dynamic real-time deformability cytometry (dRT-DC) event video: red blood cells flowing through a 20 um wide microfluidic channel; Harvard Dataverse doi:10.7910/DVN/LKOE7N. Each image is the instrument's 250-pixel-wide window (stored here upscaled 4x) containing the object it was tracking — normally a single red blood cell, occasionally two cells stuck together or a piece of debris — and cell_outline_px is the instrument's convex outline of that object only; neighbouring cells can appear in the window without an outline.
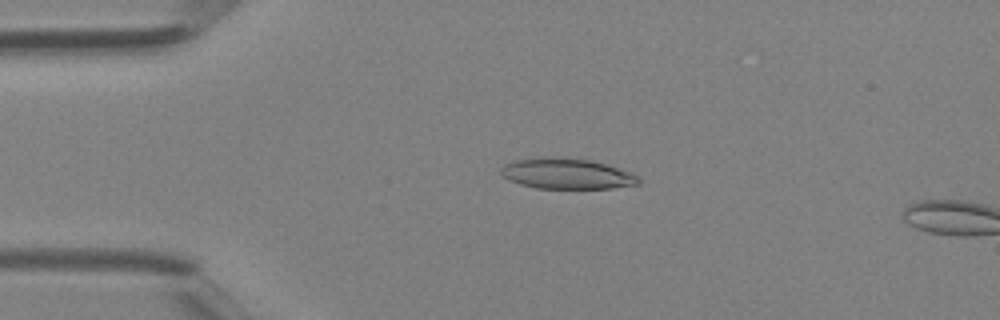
{"species": "Egyptian fruit bat (a non-hibernating species)", "species_latin": "Rousettus aegyptiacus", "temperature_condition": "room temperature", "stored_images_in_passage": 12, "camera_frame_rate_fps": 3000, "um_per_image_px": 0.085, "animal": {"sex": "female"}, "frame": {"image": 1, "passage_image": 10, "time_ms": 3.0, "image_size_px": [1000, 320], "cell_outline_px": [[640, 184], [612, 188], [536, 188], [520, 184], [500, 176], [500, 168], [504, 164], [516, 160], [544, 156], [548, 156], [592, 160], [632, 172], [640, 180]], "centroid_in_image_um": [48.15, 14.75], "position_along_channel_um": 36.9, "area_um2": 24.68}}